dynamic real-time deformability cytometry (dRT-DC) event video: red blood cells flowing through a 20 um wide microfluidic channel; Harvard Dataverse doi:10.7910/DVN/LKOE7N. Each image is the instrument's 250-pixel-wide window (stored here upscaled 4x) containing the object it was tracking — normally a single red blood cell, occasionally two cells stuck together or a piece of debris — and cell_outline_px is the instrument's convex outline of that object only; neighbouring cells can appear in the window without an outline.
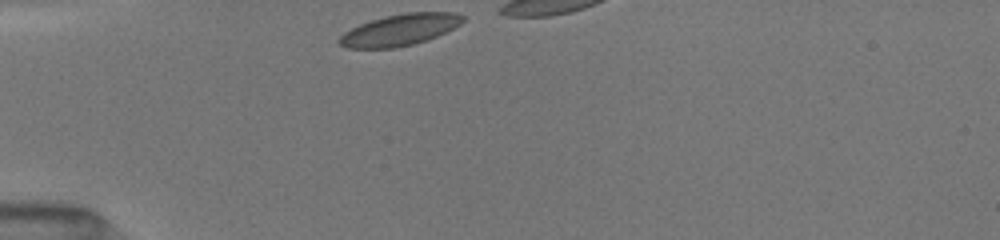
{"species": "common noctule bat (a hibernating species)", "species_latin": "Nyctalus noctula", "temperature_condition": "room temperature", "stored_images_in_passage": 6, "camera_frame_rate_fps": 3000, "um_per_image_px": 0.085, "animal": {"sex": "female", "body_mass_g": 19.5, "forearm_length_mm": 54.1}, "frame": {"image": 1, "passage_image": 1, "time_ms": 0.0, "image_size_px": [1000, 240], "cell_outline_px": [[464, 20], [460, 24], [436, 36], [412, 44], [392, 48], [348, 48], [340, 44], [336, 40], [344, 32], [360, 24], [384, 16], [404, 12], [456, 12], [464, 16]], "centroid_in_image_um": [33.96, 2.52], "position_along_channel_um": 51.0, "area_um2": 22.43}}